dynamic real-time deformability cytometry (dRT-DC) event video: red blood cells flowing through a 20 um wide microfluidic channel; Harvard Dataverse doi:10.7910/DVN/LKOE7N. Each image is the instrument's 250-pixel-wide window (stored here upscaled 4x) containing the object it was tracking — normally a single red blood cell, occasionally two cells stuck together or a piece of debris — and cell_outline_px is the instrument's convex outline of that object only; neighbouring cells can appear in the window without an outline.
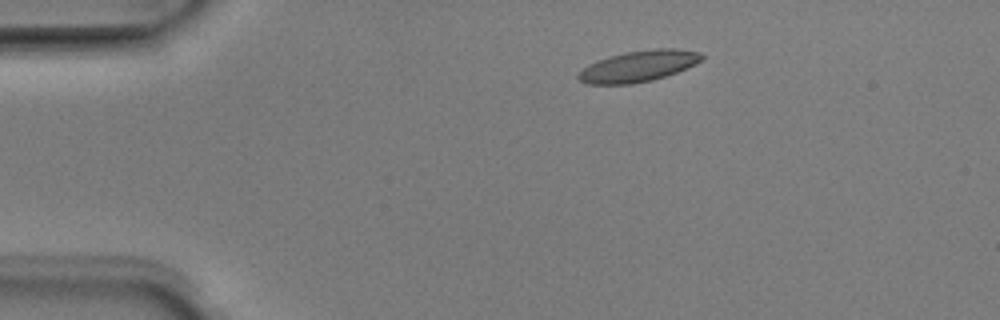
{"species": "Egyptian fruit bat (a non-hibernating species)", "species_latin": "Rousettus aegyptiacus", "temperature_condition": "room temperature", "stored_images_in_passage": 6, "camera_frame_rate_fps": 3000, "um_per_image_px": 0.085, "animal": {"sex": "male"}, "frame": {"image": 1, "passage_image": 6, "time_ms": 1.667, "image_size_px": [1000, 320], "cell_outline_px": [[704, 56], [700, 60], [676, 72], [652, 80], [632, 84], [588, 84], [580, 80], [576, 76], [588, 64], [596, 60], [608, 56], [624, 52], [656, 48], [676, 48], [700, 52]], "centroid_in_image_um": [54.22, 5.61], "position_along_channel_um": 30.8, "area_um2": 22.2}}